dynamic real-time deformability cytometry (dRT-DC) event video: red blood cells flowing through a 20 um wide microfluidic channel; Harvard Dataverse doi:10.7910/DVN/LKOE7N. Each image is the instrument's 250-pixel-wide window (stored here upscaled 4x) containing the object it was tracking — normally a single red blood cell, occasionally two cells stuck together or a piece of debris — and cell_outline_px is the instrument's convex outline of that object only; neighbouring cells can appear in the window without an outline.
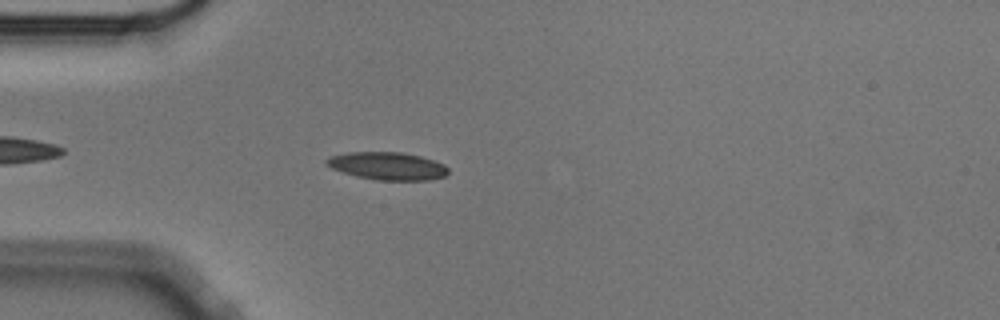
{"species": "Egyptian fruit bat (a non-hibernating species)", "species_latin": "Rousettus aegyptiacus", "temperature_condition": "cold", "stored_images_in_passage": 39, "camera_frame_rate_fps": 3000, "um_per_image_px": 0.085, "animal": {"sex": "male"}, "frame": {"image": 1, "passage_image": 6, "time_ms": 1.667, "image_size_px": [1000, 320], "cell_outline_px": [[448, 172], [444, 176], [428, 180], [376, 180], [356, 176], [332, 168], [324, 164], [324, 160], [332, 156], [348, 152], [400, 152], [420, 156], [444, 164], [448, 168]], "centroid_in_image_um": [32.92, 14.11], "position_along_channel_um": 52.1, "area_um2": 19.54}}
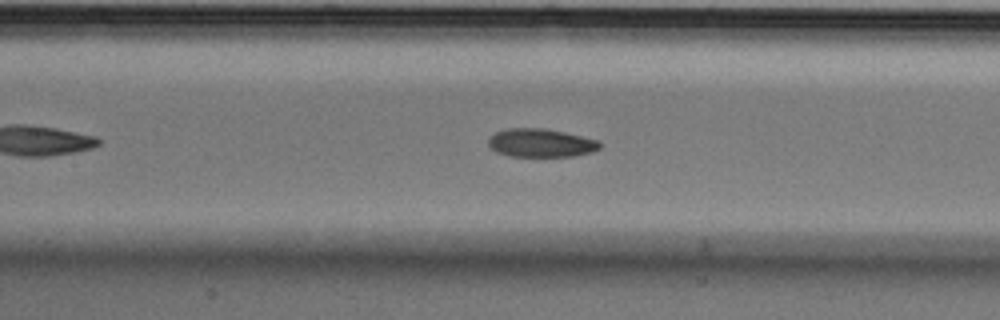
{"frame": {"image": 2, "passage_image": 16, "time_ms": 5.0, "image_size_px": [1000, 320], "cell_outline_px": [[600, 148], [592, 152], [572, 156], [512, 156], [496, 152], [488, 144], [488, 136], [496, 132], [508, 128], [544, 128], [564, 132], [600, 140]], "centroid_in_image_um": [45.97, 12.14], "position_along_channel_um": 161.4, "area_um2": 18.44}}
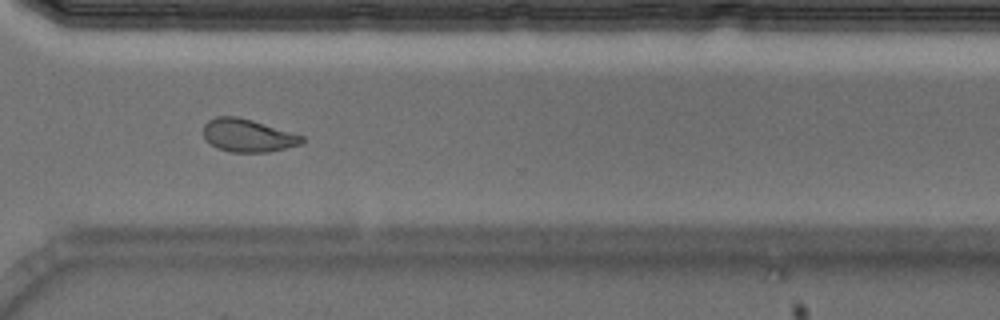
{"frame": {"image": 3, "passage_image": 32, "time_ms": 10.333, "image_size_px": [1000, 320], "cell_outline_px": [[304, 140], [300, 144], [268, 152], [232, 152], [216, 148], [204, 140], [204, 124], [208, 120], [216, 116], [236, 116], [252, 120], [304, 136]], "centroid_in_image_um": [21.02, 11.51], "position_along_channel_um": 349.6, "area_um2": 18.84}, "authors_computed_cell_mechanics": {"area_um2": 19.074, "velocity_mm_per_s": 3.5364, "shape_relaxation_time_tau1_ms": 7.0248, "shape_relaxation_time_tau2_ms": 3.9881, "deformation_change_tau1": 0.152, "deformation_change_tau2": 0.088}}